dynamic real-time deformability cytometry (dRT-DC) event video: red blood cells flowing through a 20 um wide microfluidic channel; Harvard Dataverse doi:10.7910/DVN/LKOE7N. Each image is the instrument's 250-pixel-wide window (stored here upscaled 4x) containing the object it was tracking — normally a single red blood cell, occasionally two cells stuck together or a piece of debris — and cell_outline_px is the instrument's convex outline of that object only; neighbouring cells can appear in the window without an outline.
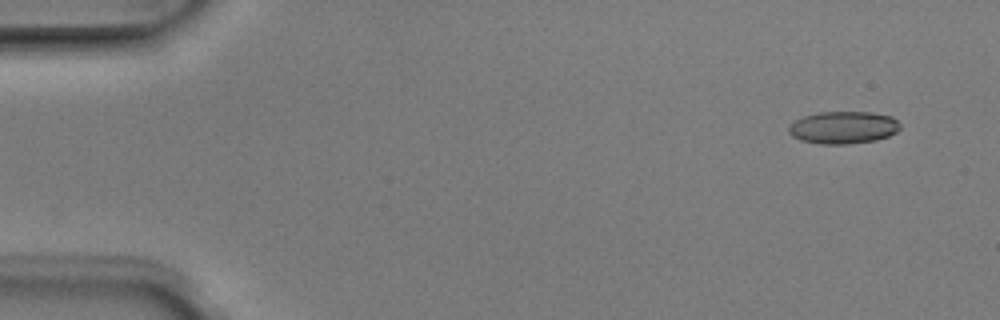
{"species": "Egyptian fruit bat (a non-hibernating species)", "species_latin": "Rousettus aegyptiacus", "temperature_condition": "room temperature", "stored_images_in_passage": 5, "camera_frame_rate_fps": 3000, "um_per_image_px": 0.085, "animal": {"sex": "male"}, "frame": {"image": 1, "passage_image": 1, "time_ms": 0.0, "image_size_px": [1000, 320], "cell_outline_px": [[900, 128], [896, 132], [888, 136], [876, 140], [844, 144], [820, 144], [800, 140], [792, 136], [788, 132], [788, 128], [796, 120], [804, 116], [820, 112], [872, 112], [892, 116], [900, 124]], "centroid_in_image_um": [71.69, 10.84], "position_along_channel_um": 13.3, "area_um2": 20.98}}
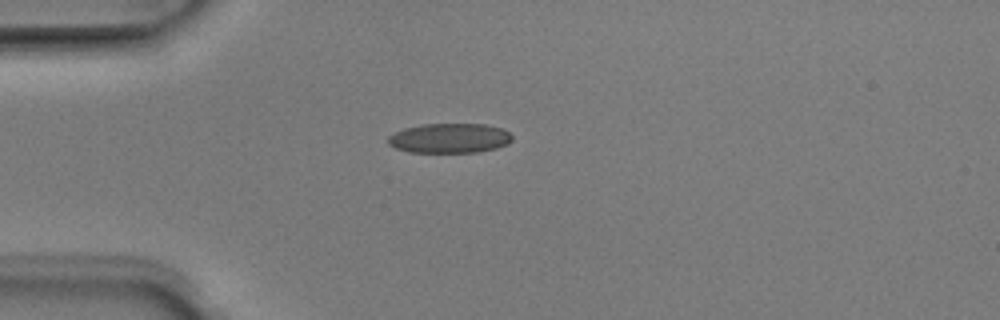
{"frame": {"image": 2, "passage_image": 4, "time_ms": 1.0, "image_size_px": [1000, 320], "cell_outline_px": [[512, 140], [508, 144], [496, 148], [476, 152], [408, 152], [396, 148], [388, 144], [388, 136], [404, 128], [424, 124], [484, 124], [500, 128], [508, 132], [512, 136]], "centroid_in_image_um": [38.21, 11.75], "position_along_channel_um": 46.8, "area_um2": 21.39}}